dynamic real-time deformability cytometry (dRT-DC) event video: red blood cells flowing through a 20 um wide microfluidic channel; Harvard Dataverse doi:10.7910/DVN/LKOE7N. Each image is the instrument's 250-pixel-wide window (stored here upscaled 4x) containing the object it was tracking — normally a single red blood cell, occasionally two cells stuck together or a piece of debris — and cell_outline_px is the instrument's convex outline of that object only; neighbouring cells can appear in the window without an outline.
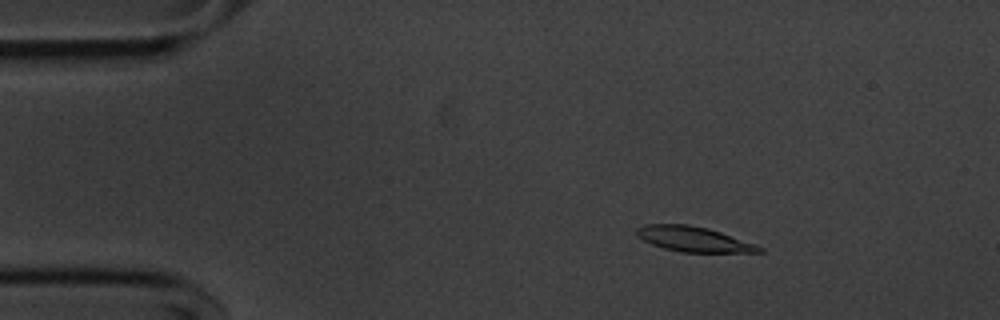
{"species": "common noctule bat (a hibernating species)", "species_latin": "Nyctalus noctula", "temperature_condition": "cold", "stored_images_in_passage": 55, "camera_frame_rate_fps": 3000, "um_per_image_px": 0.085, "animal": {"sex": "male", "body_mass_g": 20.1, "forearm_length_mm": 53.5}, "frame": {"image": 1, "passage_image": 9, "time_ms": 2.667, "image_size_px": [1000, 320], "cell_outline_px": [[764, 252], [680, 252], [664, 248], [652, 244], [636, 236], [636, 228], [644, 224], [688, 224], [708, 228], [756, 244], [764, 248]], "centroid_in_image_um": [58.95, 20.32], "position_along_channel_um": 26.1, "area_um2": 17.92}}
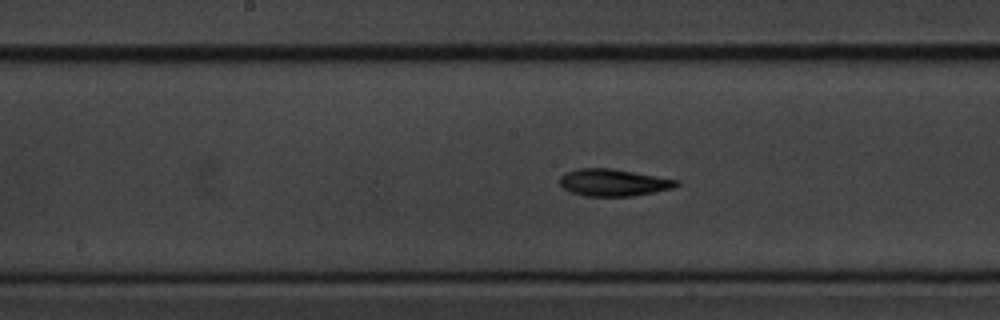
{"frame": {"image": 2, "passage_image": 28, "time_ms": 9.0, "image_size_px": [1000, 320], "cell_outline_px": [[680, 184], [672, 188], [656, 192], [632, 196], [584, 196], [572, 192], [564, 188], [560, 184], [560, 176], [564, 172], [576, 168], [612, 168], [680, 180]], "centroid_in_image_um": [52.14, 15.51], "position_along_channel_um": 196.1, "area_um2": 18.55}}
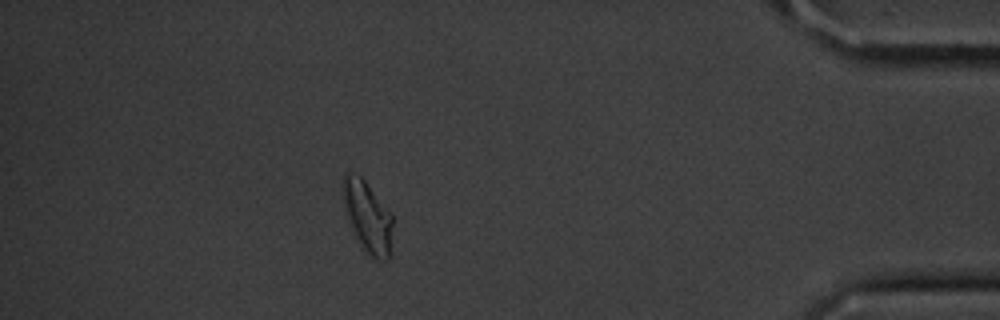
{"frame": {"image": 3, "passage_image": 49, "time_ms": 16.0, "image_size_px": [1000, 320], "cell_outline_px": [[392, 224], [388, 260], [376, 260], [368, 256], [364, 252], [352, 228], [340, 192], [340, 180], [348, 172], [360, 176], [364, 180], [392, 212]], "centroid_in_image_um": [31.22, 18.39], "position_along_channel_um": 404.0, "area_um2": 20.75}, "authors_computed_cell_mechanics": {"area_um2": 18.5538, "velocity_mm_per_s": 3.6251, "shape_relaxation_time_tau1_ms": 3.3871, "shape_relaxation_time_tau2_ms": 7.6485, "deformation_change_tau1": 0.1255, "deformation_change_tau2": 0.1417}}